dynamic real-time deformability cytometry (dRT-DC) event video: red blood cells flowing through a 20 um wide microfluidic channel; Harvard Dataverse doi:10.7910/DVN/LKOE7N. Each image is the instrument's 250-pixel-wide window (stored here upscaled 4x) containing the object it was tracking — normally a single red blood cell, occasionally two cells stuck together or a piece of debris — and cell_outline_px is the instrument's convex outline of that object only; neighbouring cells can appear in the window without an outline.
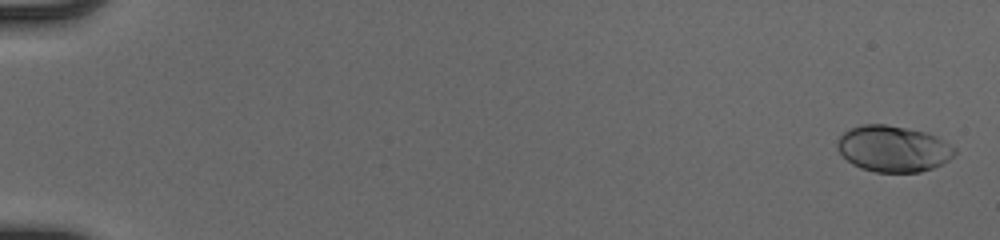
{"species": "human", "species_latin": "Homo sapiens", "temperature_condition": "cold", "stored_images_in_passage": 52, "camera_frame_rate_fps": 3000, "um_per_image_px": 0.085, "donor": {"sex": "male"}, "frame": {"image": 1, "passage_image": 2, "time_ms": 0.333, "image_size_px": [1000, 240], "cell_outline_px": [[956, 152], [948, 160], [932, 168], [920, 172], [876, 172], [860, 168], [852, 164], [836, 148], [836, 144], [840, 136], [844, 132], [852, 128], [864, 124], [884, 124], [924, 132], [936, 136], [956, 148]], "centroid_in_image_um": [75.91, 12.65], "position_along_channel_um": 9.1, "area_um2": 31.27}}
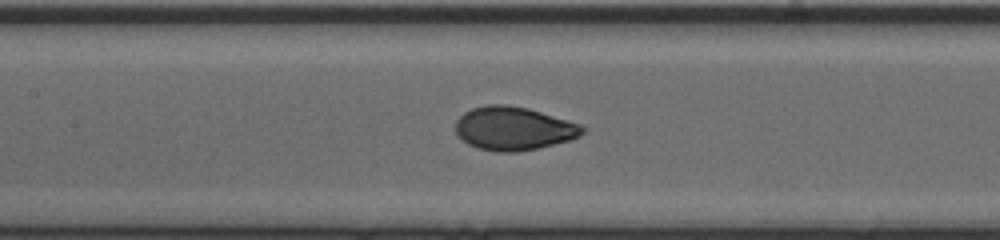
{"frame": {"image": 2, "passage_image": 27, "time_ms": 8.667, "image_size_px": [1000, 240], "cell_outline_px": [[584, 132], [580, 136], [572, 140], [536, 148], [516, 152], [496, 152], [480, 148], [468, 144], [456, 132], [456, 120], [464, 112], [472, 108], [488, 104], [504, 104], [528, 108], [568, 120], [580, 124], [584, 128]], "centroid_in_image_um": [43.67, 10.91], "position_along_channel_um": 163.7, "area_um2": 32.02}}
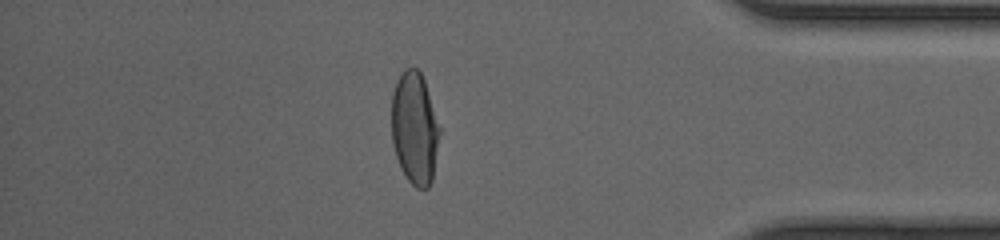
{"frame": {"image": 3, "passage_image": 46, "time_ms": 15.0, "image_size_px": [1000, 240], "cell_outline_px": [[440, 132], [432, 180], [428, 188], [416, 188], [408, 180], [396, 156], [392, 140], [392, 92], [396, 80], [404, 68], [416, 68], [420, 72], [424, 80], [440, 128]], "centroid_in_image_um": [35.24, 10.88], "position_along_channel_um": 400.0, "area_um2": 31.21}, "authors_computed_cell_mechanics": {"area_um2": 31.5299, "velocity_mm_per_s": 4.1325, "shape_relaxation_time_tau1_ms": 3.6596, "shape_relaxation_time_tau2_ms": null, "deformation_change_tau1": 0.1846, "deformation_change_tau2": null}}